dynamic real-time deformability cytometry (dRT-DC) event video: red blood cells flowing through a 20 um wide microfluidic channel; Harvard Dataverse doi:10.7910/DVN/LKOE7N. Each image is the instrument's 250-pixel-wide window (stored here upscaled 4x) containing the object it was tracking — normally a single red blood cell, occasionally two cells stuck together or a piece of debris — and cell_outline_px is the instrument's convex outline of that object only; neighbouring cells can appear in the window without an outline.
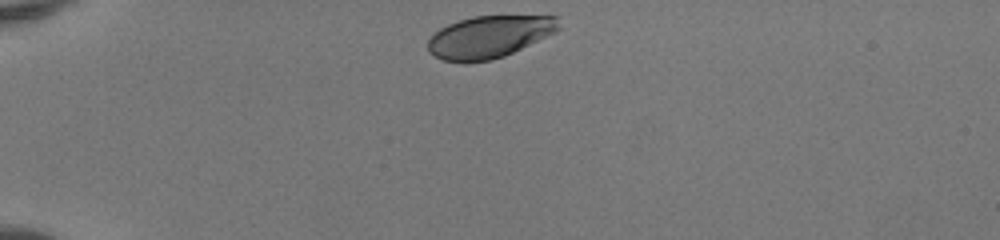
{"species": "human", "species_latin": "Homo sapiens", "temperature_condition": "room temperature", "stored_images_in_passage": 33, "camera_frame_rate_fps": 3000, "um_per_image_px": 0.085, "donor": {"sex": "female"}, "frame": {"image": 1, "passage_image": 1, "time_ms": 0.0, "image_size_px": [1000, 240], "cell_outline_px": [[560, 28], [556, 32], [504, 56], [492, 60], [464, 64], [444, 60], [428, 52], [428, 40], [440, 28], [448, 24], [472, 16], [560, 16]], "centroid_in_image_um": [41.59, 3.14], "position_along_channel_um": 43.4, "area_um2": 32.31}}
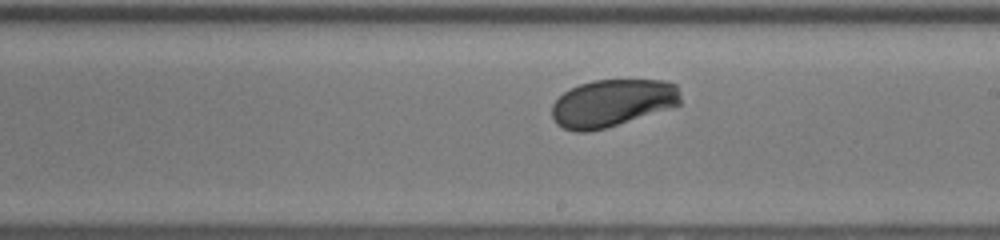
{"frame": {"image": 2, "passage_image": 19, "time_ms": 6.0, "image_size_px": [1000, 240], "cell_outline_px": [[680, 104], [668, 108], [604, 128], [588, 132], [576, 132], [564, 128], [556, 124], [552, 116], [552, 104], [564, 92], [580, 84], [592, 80], [664, 80], [676, 84], [680, 92]], "centroid_in_image_um": [52.02, 8.75], "position_along_channel_um": 237.0, "area_um2": 35.2}}
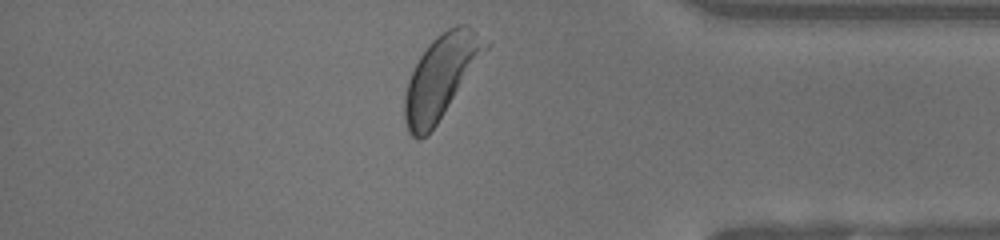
{"frame": {"image": 3, "passage_image": 32, "time_ms": 10.333, "image_size_px": [1000, 240], "cell_outline_px": [[480, 48], [448, 104], [436, 124], [420, 140], [416, 140], [408, 132], [404, 120], [404, 96], [408, 80], [420, 56], [428, 44], [436, 36], [448, 28], [456, 24], [464, 24], [468, 28]], "centroid_in_image_um": [37.18, 6.65], "position_along_channel_um": 398.0, "area_um2": 34.91}, "authors_computed_cell_mechanics": {"area_um2": 35.7782, "velocity_mm_per_s": 4.0817, "shape_relaxation_time_tau1_ms": 1.5398, "shape_relaxation_time_tau2_ms": null, "deformation_change_tau1": 0.1002, "deformation_change_tau2": null}}